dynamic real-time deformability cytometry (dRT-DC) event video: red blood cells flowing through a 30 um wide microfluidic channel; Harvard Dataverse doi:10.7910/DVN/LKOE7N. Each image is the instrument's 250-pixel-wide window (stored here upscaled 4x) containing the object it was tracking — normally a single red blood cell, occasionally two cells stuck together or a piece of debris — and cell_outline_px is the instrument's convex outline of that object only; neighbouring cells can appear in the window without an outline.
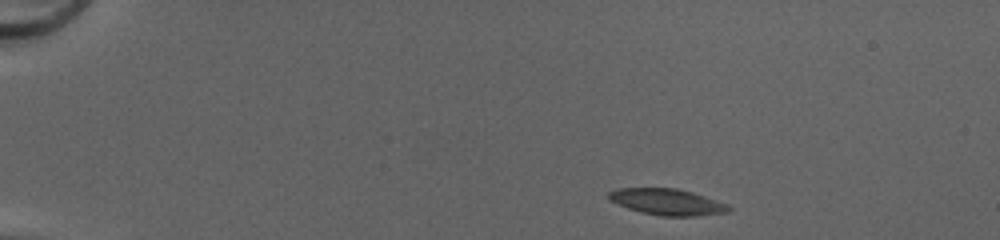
{"species": "common noctule bat (a hibernating species)", "species_latin": "Nyctalus noctula", "temperature_condition": "cold", "stored_images_in_passage": 43, "camera_frame_rate_fps": 3000, "um_per_image_px": 0.085, "animal": {"sex": "female", "body_mass_g": 20.0, "forearm_length_mm": 54.0}, "frame": {"image": 1, "passage_image": 1, "time_ms": 0.0, "image_size_px": [1000, 240], "cell_outline_px": [[732, 208], [728, 212], [696, 216], [660, 216], [640, 212], [628, 208], [608, 200], [608, 192], [616, 188], [676, 188], [692, 192], [728, 204]], "centroid_in_image_um": [56.69, 17.16], "position_along_channel_um": 28.3, "area_um2": 18.44}}
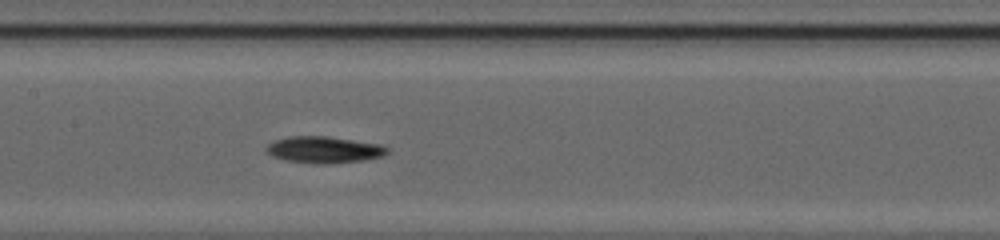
{"frame": {"image": 2, "passage_image": 19, "time_ms": 6.0, "image_size_px": [1000, 240], "cell_outline_px": [[388, 152], [384, 156], [364, 160], [328, 164], [316, 164], [284, 160], [272, 156], [264, 148], [268, 144], [276, 140], [288, 136], [328, 136], [380, 144], [388, 148]], "centroid_in_image_um": [27.54, 12.73], "position_along_channel_um": 179.9, "area_um2": 18.84}}
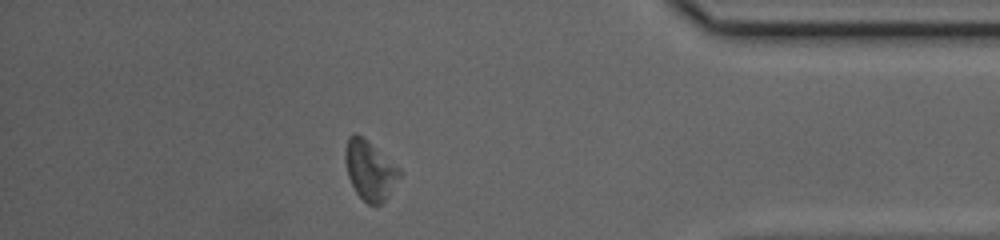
{"frame": {"image": 3, "passage_image": 37, "time_ms": 12.0, "image_size_px": [1000, 240], "cell_outline_px": [[400, 176], [384, 200], [380, 204], [368, 204], [356, 192], [348, 176], [344, 160], [344, 152], [348, 136], [356, 132], [400, 168]], "centroid_in_image_um": [31.39, 14.45], "position_along_channel_um": 403.8, "area_um2": 18.32}, "authors_computed_cell_mechanics": {"area_um2": 18.4382, "velocity_mm_per_s": 4.1922, "shape_relaxation_time_tau1_ms": 3.1901, "shape_relaxation_time_tau2_ms": null, "deformation_change_tau1": 0.1023, "deformation_change_tau2": null}}